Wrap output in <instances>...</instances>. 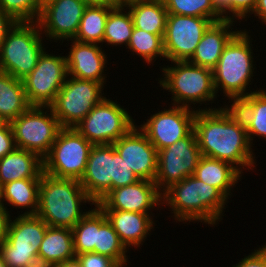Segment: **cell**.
Masks as SVG:
<instances>
[{
	"instance_id": "1",
	"label": "cell",
	"mask_w": 266,
	"mask_h": 267,
	"mask_svg": "<svg viewBox=\"0 0 266 267\" xmlns=\"http://www.w3.org/2000/svg\"><path fill=\"white\" fill-rule=\"evenodd\" d=\"M224 105L196 111L193 130L201 155L229 162L241 173L244 167L253 170L255 155L244 120L233 105Z\"/></svg>"
},
{
	"instance_id": "2",
	"label": "cell",
	"mask_w": 266,
	"mask_h": 267,
	"mask_svg": "<svg viewBox=\"0 0 266 267\" xmlns=\"http://www.w3.org/2000/svg\"><path fill=\"white\" fill-rule=\"evenodd\" d=\"M227 199L218 188L193 175L172 184L162 193V204L171 206L174 220L183 223L204 221L211 226L222 220Z\"/></svg>"
},
{
	"instance_id": "3",
	"label": "cell",
	"mask_w": 266,
	"mask_h": 267,
	"mask_svg": "<svg viewBox=\"0 0 266 267\" xmlns=\"http://www.w3.org/2000/svg\"><path fill=\"white\" fill-rule=\"evenodd\" d=\"M86 202L95 205L78 180L41 173L36 215L48 226L72 229L88 213L80 210Z\"/></svg>"
},
{
	"instance_id": "4",
	"label": "cell",
	"mask_w": 266,
	"mask_h": 267,
	"mask_svg": "<svg viewBox=\"0 0 266 267\" xmlns=\"http://www.w3.org/2000/svg\"><path fill=\"white\" fill-rule=\"evenodd\" d=\"M248 34V31L240 30L225 46L217 65L212 69L216 94L218 89H223L224 96L233 102L231 105L253 93L246 91L255 69L252 41Z\"/></svg>"
},
{
	"instance_id": "5",
	"label": "cell",
	"mask_w": 266,
	"mask_h": 267,
	"mask_svg": "<svg viewBox=\"0 0 266 267\" xmlns=\"http://www.w3.org/2000/svg\"><path fill=\"white\" fill-rule=\"evenodd\" d=\"M173 63V67L168 65L161 68L164 76L158 82L163 89L172 93V105L190 108L191 103L195 106L197 103L213 102V99L217 98L212 69L194 65L189 61Z\"/></svg>"
},
{
	"instance_id": "6",
	"label": "cell",
	"mask_w": 266,
	"mask_h": 267,
	"mask_svg": "<svg viewBox=\"0 0 266 267\" xmlns=\"http://www.w3.org/2000/svg\"><path fill=\"white\" fill-rule=\"evenodd\" d=\"M37 22H17L0 49V72L23 80L36 67L44 51Z\"/></svg>"
},
{
	"instance_id": "7",
	"label": "cell",
	"mask_w": 266,
	"mask_h": 267,
	"mask_svg": "<svg viewBox=\"0 0 266 267\" xmlns=\"http://www.w3.org/2000/svg\"><path fill=\"white\" fill-rule=\"evenodd\" d=\"M93 144L75 128H62L49 153L42 159L43 172L57 178L80 181Z\"/></svg>"
},
{
	"instance_id": "8",
	"label": "cell",
	"mask_w": 266,
	"mask_h": 267,
	"mask_svg": "<svg viewBox=\"0 0 266 267\" xmlns=\"http://www.w3.org/2000/svg\"><path fill=\"white\" fill-rule=\"evenodd\" d=\"M10 125L16 148L34 152L41 159L49 153L62 129L49 106H30L24 113L12 120Z\"/></svg>"
},
{
	"instance_id": "9",
	"label": "cell",
	"mask_w": 266,
	"mask_h": 267,
	"mask_svg": "<svg viewBox=\"0 0 266 267\" xmlns=\"http://www.w3.org/2000/svg\"><path fill=\"white\" fill-rule=\"evenodd\" d=\"M69 77L49 106L62 128H75L105 98L104 83Z\"/></svg>"
},
{
	"instance_id": "10",
	"label": "cell",
	"mask_w": 266,
	"mask_h": 267,
	"mask_svg": "<svg viewBox=\"0 0 266 267\" xmlns=\"http://www.w3.org/2000/svg\"><path fill=\"white\" fill-rule=\"evenodd\" d=\"M125 108L106 97L75 129L91 144H113L136 124Z\"/></svg>"
},
{
	"instance_id": "11",
	"label": "cell",
	"mask_w": 266,
	"mask_h": 267,
	"mask_svg": "<svg viewBox=\"0 0 266 267\" xmlns=\"http://www.w3.org/2000/svg\"><path fill=\"white\" fill-rule=\"evenodd\" d=\"M10 219L0 255L8 267H25L30 257L39 253L48 225L37 215L20 214Z\"/></svg>"
},
{
	"instance_id": "12",
	"label": "cell",
	"mask_w": 266,
	"mask_h": 267,
	"mask_svg": "<svg viewBox=\"0 0 266 267\" xmlns=\"http://www.w3.org/2000/svg\"><path fill=\"white\" fill-rule=\"evenodd\" d=\"M201 156L194 130L174 144L159 150L154 181L158 190L163 193L172 184L193 175Z\"/></svg>"
},
{
	"instance_id": "13",
	"label": "cell",
	"mask_w": 266,
	"mask_h": 267,
	"mask_svg": "<svg viewBox=\"0 0 266 267\" xmlns=\"http://www.w3.org/2000/svg\"><path fill=\"white\" fill-rule=\"evenodd\" d=\"M68 77L66 56H55L45 50L36 67L23 80L31 106H50Z\"/></svg>"
},
{
	"instance_id": "14",
	"label": "cell",
	"mask_w": 266,
	"mask_h": 267,
	"mask_svg": "<svg viewBox=\"0 0 266 267\" xmlns=\"http://www.w3.org/2000/svg\"><path fill=\"white\" fill-rule=\"evenodd\" d=\"M212 20L168 14L163 36L166 61H189Z\"/></svg>"
},
{
	"instance_id": "15",
	"label": "cell",
	"mask_w": 266,
	"mask_h": 267,
	"mask_svg": "<svg viewBox=\"0 0 266 267\" xmlns=\"http://www.w3.org/2000/svg\"><path fill=\"white\" fill-rule=\"evenodd\" d=\"M172 107V108H171ZM151 115L147 122L137 126L157 151L186 137L192 130L196 114L193 107L171 106Z\"/></svg>"
},
{
	"instance_id": "16",
	"label": "cell",
	"mask_w": 266,
	"mask_h": 267,
	"mask_svg": "<svg viewBox=\"0 0 266 267\" xmlns=\"http://www.w3.org/2000/svg\"><path fill=\"white\" fill-rule=\"evenodd\" d=\"M86 7L81 0L45 1L37 20L42 34L47 35V40H62V43L74 39Z\"/></svg>"
},
{
	"instance_id": "17",
	"label": "cell",
	"mask_w": 266,
	"mask_h": 267,
	"mask_svg": "<svg viewBox=\"0 0 266 267\" xmlns=\"http://www.w3.org/2000/svg\"><path fill=\"white\" fill-rule=\"evenodd\" d=\"M112 145L139 179L155 181L158 151L137 125Z\"/></svg>"
},
{
	"instance_id": "18",
	"label": "cell",
	"mask_w": 266,
	"mask_h": 267,
	"mask_svg": "<svg viewBox=\"0 0 266 267\" xmlns=\"http://www.w3.org/2000/svg\"><path fill=\"white\" fill-rule=\"evenodd\" d=\"M97 205L102 210L150 213L151 208L161 206L162 193L153 181L142 180L112 189Z\"/></svg>"
},
{
	"instance_id": "19",
	"label": "cell",
	"mask_w": 266,
	"mask_h": 267,
	"mask_svg": "<svg viewBox=\"0 0 266 267\" xmlns=\"http://www.w3.org/2000/svg\"><path fill=\"white\" fill-rule=\"evenodd\" d=\"M112 176L113 145H93L85 172L79 182L95 204L112 190Z\"/></svg>"
},
{
	"instance_id": "20",
	"label": "cell",
	"mask_w": 266,
	"mask_h": 267,
	"mask_svg": "<svg viewBox=\"0 0 266 267\" xmlns=\"http://www.w3.org/2000/svg\"><path fill=\"white\" fill-rule=\"evenodd\" d=\"M69 54L66 56L68 76L78 79L93 80L105 83L104 68L107 66V55L101 45L79 42L74 39Z\"/></svg>"
},
{
	"instance_id": "21",
	"label": "cell",
	"mask_w": 266,
	"mask_h": 267,
	"mask_svg": "<svg viewBox=\"0 0 266 267\" xmlns=\"http://www.w3.org/2000/svg\"><path fill=\"white\" fill-rule=\"evenodd\" d=\"M233 22L235 21L227 19L213 22L203 34L189 62L213 69L217 65L225 46L240 31H232L231 26L235 25Z\"/></svg>"
},
{
	"instance_id": "22",
	"label": "cell",
	"mask_w": 266,
	"mask_h": 267,
	"mask_svg": "<svg viewBox=\"0 0 266 267\" xmlns=\"http://www.w3.org/2000/svg\"><path fill=\"white\" fill-rule=\"evenodd\" d=\"M103 212L127 249L130 246L140 247L154 228L153 224L155 225L150 213L121 210H103Z\"/></svg>"
},
{
	"instance_id": "23",
	"label": "cell",
	"mask_w": 266,
	"mask_h": 267,
	"mask_svg": "<svg viewBox=\"0 0 266 267\" xmlns=\"http://www.w3.org/2000/svg\"><path fill=\"white\" fill-rule=\"evenodd\" d=\"M43 160L34 152L15 148L0 159V185L28 178H41Z\"/></svg>"
},
{
	"instance_id": "24",
	"label": "cell",
	"mask_w": 266,
	"mask_h": 267,
	"mask_svg": "<svg viewBox=\"0 0 266 267\" xmlns=\"http://www.w3.org/2000/svg\"><path fill=\"white\" fill-rule=\"evenodd\" d=\"M242 173L231 163L201 156L193 176L204 183L218 188L228 199Z\"/></svg>"
},
{
	"instance_id": "25",
	"label": "cell",
	"mask_w": 266,
	"mask_h": 267,
	"mask_svg": "<svg viewBox=\"0 0 266 267\" xmlns=\"http://www.w3.org/2000/svg\"><path fill=\"white\" fill-rule=\"evenodd\" d=\"M233 106L244 120L250 145L254 136L266 139V90L253 91Z\"/></svg>"
},
{
	"instance_id": "26",
	"label": "cell",
	"mask_w": 266,
	"mask_h": 267,
	"mask_svg": "<svg viewBox=\"0 0 266 267\" xmlns=\"http://www.w3.org/2000/svg\"><path fill=\"white\" fill-rule=\"evenodd\" d=\"M30 106L22 80L0 72V122L10 123Z\"/></svg>"
},
{
	"instance_id": "27",
	"label": "cell",
	"mask_w": 266,
	"mask_h": 267,
	"mask_svg": "<svg viewBox=\"0 0 266 267\" xmlns=\"http://www.w3.org/2000/svg\"><path fill=\"white\" fill-rule=\"evenodd\" d=\"M125 7L132 16L134 28L164 35L168 11L163 0L137 1Z\"/></svg>"
},
{
	"instance_id": "28",
	"label": "cell",
	"mask_w": 266,
	"mask_h": 267,
	"mask_svg": "<svg viewBox=\"0 0 266 267\" xmlns=\"http://www.w3.org/2000/svg\"><path fill=\"white\" fill-rule=\"evenodd\" d=\"M38 254L54 266L75 258L72 229L48 226Z\"/></svg>"
},
{
	"instance_id": "29",
	"label": "cell",
	"mask_w": 266,
	"mask_h": 267,
	"mask_svg": "<svg viewBox=\"0 0 266 267\" xmlns=\"http://www.w3.org/2000/svg\"><path fill=\"white\" fill-rule=\"evenodd\" d=\"M39 183L40 178L19 179L6 183L2 186V201L15 208H27L23 215H36Z\"/></svg>"
},
{
	"instance_id": "30",
	"label": "cell",
	"mask_w": 266,
	"mask_h": 267,
	"mask_svg": "<svg viewBox=\"0 0 266 267\" xmlns=\"http://www.w3.org/2000/svg\"><path fill=\"white\" fill-rule=\"evenodd\" d=\"M107 220L103 210L95 207L72 228L75 255L95 252L97 229Z\"/></svg>"
},
{
	"instance_id": "31",
	"label": "cell",
	"mask_w": 266,
	"mask_h": 267,
	"mask_svg": "<svg viewBox=\"0 0 266 267\" xmlns=\"http://www.w3.org/2000/svg\"><path fill=\"white\" fill-rule=\"evenodd\" d=\"M115 5H91L84 10L74 40L84 43L103 44L109 11Z\"/></svg>"
},
{
	"instance_id": "32",
	"label": "cell",
	"mask_w": 266,
	"mask_h": 267,
	"mask_svg": "<svg viewBox=\"0 0 266 267\" xmlns=\"http://www.w3.org/2000/svg\"><path fill=\"white\" fill-rule=\"evenodd\" d=\"M126 9L125 6L115 5L109 11L104 31L103 43L107 42L108 45L112 46L124 44L127 47L132 35L134 24L128 8ZM124 10H126V12Z\"/></svg>"
},
{
	"instance_id": "33",
	"label": "cell",
	"mask_w": 266,
	"mask_h": 267,
	"mask_svg": "<svg viewBox=\"0 0 266 267\" xmlns=\"http://www.w3.org/2000/svg\"><path fill=\"white\" fill-rule=\"evenodd\" d=\"M164 35H156L138 28H133L127 48L136 53L149 64L155 58H166L163 44Z\"/></svg>"
},
{
	"instance_id": "34",
	"label": "cell",
	"mask_w": 266,
	"mask_h": 267,
	"mask_svg": "<svg viewBox=\"0 0 266 267\" xmlns=\"http://www.w3.org/2000/svg\"><path fill=\"white\" fill-rule=\"evenodd\" d=\"M95 253L108 256L116 263L126 264L128 261L127 248L108 220L97 229Z\"/></svg>"
},
{
	"instance_id": "35",
	"label": "cell",
	"mask_w": 266,
	"mask_h": 267,
	"mask_svg": "<svg viewBox=\"0 0 266 267\" xmlns=\"http://www.w3.org/2000/svg\"><path fill=\"white\" fill-rule=\"evenodd\" d=\"M168 14L203 17L213 22L223 20L215 10L212 0H163Z\"/></svg>"
},
{
	"instance_id": "36",
	"label": "cell",
	"mask_w": 266,
	"mask_h": 267,
	"mask_svg": "<svg viewBox=\"0 0 266 267\" xmlns=\"http://www.w3.org/2000/svg\"><path fill=\"white\" fill-rule=\"evenodd\" d=\"M42 5L41 0H0V9L17 22H37Z\"/></svg>"
},
{
	"instance_id": "37",
	"label": "cell",
	"mask_w": 266,
	"mask_h": 267,
	"mask_svg": "<svg viewBox=\"0 0 266 267\" xmlns=\"http://www.w3.org/2000/svg\"><path fill=\"white\" fill-rule=\"evenodd\" d=\"M112 189L133 184L140 179L138 176L128 167L123 158L114 149L113 146V176Z\"/></svg>"
},
{
	"instance_id": "38",
	"label": "cell",
	"mask_w": 266,
	"mask_h": 267,
	"mask_svg": "<svg viewBox=\"0 0 266 267\" xmlns=\"http://www.w3.org/2000/svg\"><path fill=\"white\" fill-rule=\"evenodd\" d=\"M83 267H113L116 262L108 256L95 252L82 253L76 256Z\"/></svg>"
},
{
	"instance_id": "39",
	"label": "cell",
	"mask_w": 266,
	"mask_h": 267,
	"mask_svg": "<svg viewBox=\"0 0 266 267\" xmlns=\"http://www.w3.org/2000/svg\"><path fill=\"white\" fill-rule=\"evenodd\" d=\"M256 2L257 0H230L231 20H243L247 18L248 14L250 16L255 9Z\"/></svg>"
},
{
	"instance_id": "40",
	"label": "cell",
	"mask_w": 266,
	"mask_h": 267,
	"mask_svg": "<svg viewBox=\"0 0 266 267\" xmlns=\"http://www.w3.org/2000/svg\"><path fill=\"white\" fill-rule=\"evenodd\" d=\"M16 148L10 123H0V159Z\"/></svg>"
},
{
	"instance_id": "41",
	"label": "cell",
	"mask_w": 266,
	"mask_h": 267,
	"mask_svg": "<svg viewBox=\"0 0 266 267\" xmlns=\"http://www.w3.org/2000/svg\"><path fill=\"white\" fill-rule=\"evenodd\" d=\"M232 267H266V244Z\"/></svg>"
},
{
	"instance_id": "42",
	"label": "cell",
	"mask_w": 266,
	"mask_h": 267,
	"mask_svg": "<svg viewBox=\"0 0 266 267\" xmlns=\"http://www.w3.org/2000/svg\"><path fill=\"white\" fill-rule=\"evenodd\" d=\"M17 21L8 13L0 9V49L7 33L14 27Z\"/></svg>"
},
{
	"instance_id": "43",
	"label": "cell",
	"mask_w": 266,
	"mask_h": 267,
	"mask_svg": "<svg viewBox=\"0 0 266 267\" xmlns=\"http://www.w3.org/2000/svg\"><path fill=\"white\" fill-rule=\"evenodd\" d=\"M11 216L7 207L0 205V244L5 240Z\"/></svg>"
},
{
	"instance_id": "44",
	"label": "cell",
	"mask_w": 266,
	"mask_h": 267,
	"mask_svg": "<svg viewBox=\"0 0 266 267\" xmlns=\"http://www.w3.org/2000/svg\"><path fill=\"white\" fill-rule=\"evenodd\" d=\"M212 4L215 10L222 16L223 19L231 20L230 0H212Z\"/></svg>"
},
{
	"instance_id": "45",
	"label": "cell",
	"mask_w": 266,
	"mask_h": 267,
	"mask_svg": "<svg viewBox=\"0 0 266 267\" xmlns=\"http://www.w3.org/2000/svg\"><path fill=\"white\" fill-rule=\"evenodd\" d=\"M25 267H55L50 261L39 254L30 257Z\"/></svg>"
},
{
	"instance_id": "46",
	"label": "cell",
	"mask_w": 266,
	"mask_h": 267,
	"mask_svg": "<svg viewBox=\"0 0 266 267\" xmlns=\"http://www.w3.org/2000/svg\"><path fill=\"white\" fill-rule=\"evenodd\" d=\"M253 13L255 16H258L262 23L266 24V0H257Z\"/></svg>"
},
{
	"instance_id": "47",
	"label": "cell",
	"mask_w": 266,
	"mask_h": 267,
	"mask_svg": "<svg viewBox=\"0 0 266 267\" xmlns=\"http://www.w3.org/2000/svg\"><path fill=\"white\" fill-rule=\"evenodd\" d=\"M55 267H83L81 262L77 257L66 260L65 262H62L60 264L55 265Z\"/></svg>"
},
{
	"instance_id": "48",
	"label": "cell",
	"mask_w": 266,
	"mask_h": 267,
	"mask_svg": "<svg viewBox=\"0 0 266 267\" xmlns=\"http://www.w3.org/2000/svg\"><path fill=\"white\" fill-rule=\"evenodd\" d=\"M87 6L91 5H115L114 0H81Z\"/></svg>"
},
{
	"instance_id": "49",
	"label": "cell",
	"mask_w": 266,
	"mask_h": 267,
	"mask_svg": "<svg viewBox=\"0 0 266 267\" xmlns=\"http://www.w3.org/2000/svg\"><path fill=\"white\" fill-rule=\"evenodd\" d=\"M137 1H145V0H114L116 6H127L130 3Z\"/></svg>"
},
{
	"instance_id": "50",
	"label": "cell",
	"mask_w": 266,
	"mask_h": 267,
	"mask_svg": "<svg viewBox=\"0 0 266 267\" xmlns=\"http://www.w3.org/2000/svg\"><path fill=\"white\" fill-rule=\"evenodd\" d=\"M0 267H8L7 264L4 262L3 257L0 255Z\"/></svg>"
},
{
	"instance_id": "51",
	"label": "cell",
	"mask_w": 266,
	"mask_h": 267,
	"mask_svg": "<svg viewBox=\"0 0 266 267\" xmlns=\"http://www.w3.org/2000/svg\"><path fill=\"white\" fill-rule=\"evenodd\" d=\"M6 202H5V205H4V203H3V201H2V186L0 185V205H3V206H6Z\"/></svg>"
},
{
	"instance_id": "52",
	"label": "cell",
	"mask_w": 266,
	"mask_h": 267,
	"mask_svg": "<svg viewBox=\"0 0 266 267\" xmlns=\"http://www.w3.org/2000/svg\"><path fill=\"white\" fill-rule=\"evenodd\" d=\"M127 264H123V263H116L113 267H123L126 266Z\"/></svg>"
}]
</instances>
